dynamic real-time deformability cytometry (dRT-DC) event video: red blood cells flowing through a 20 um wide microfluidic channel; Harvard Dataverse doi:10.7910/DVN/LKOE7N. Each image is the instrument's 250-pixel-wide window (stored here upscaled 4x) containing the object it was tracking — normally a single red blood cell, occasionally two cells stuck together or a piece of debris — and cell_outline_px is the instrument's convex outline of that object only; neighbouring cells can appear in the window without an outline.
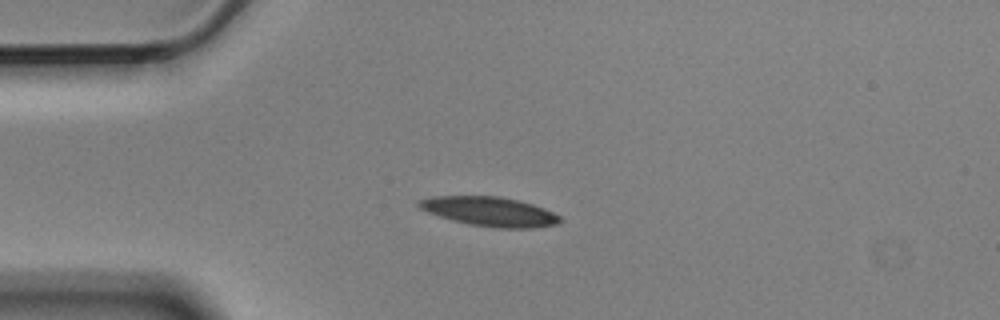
{"species": "Egyptian fruit bat (a non-hibernating species)", "species_latin": "Rousettus aegyptiacus", "temperature_condition": "cold", "stored_images_in_passage": 8, "camera_frame_rate_fps": 3000, "um_per_image_px": 0.085, "animal": {"sex": "male"}, "frame": {"image": 1, "passage_image": 1, "time_ms": 0.0, "image_size_px": [1000, 320], "cell_outline_px": [[560, 220], [556, 224], [532, 228], [496, 228], [468, 224], [452, 220], [428, 212], [420, 208], [416, 204], [420, 200], [432, 196], [500, 196], [532, 204], [544, 208], [560, 216]], "centroid_in_image_um": [41.6, 17.98], "position_along_channel_um": 43.4, "area_um2": 23.93}}
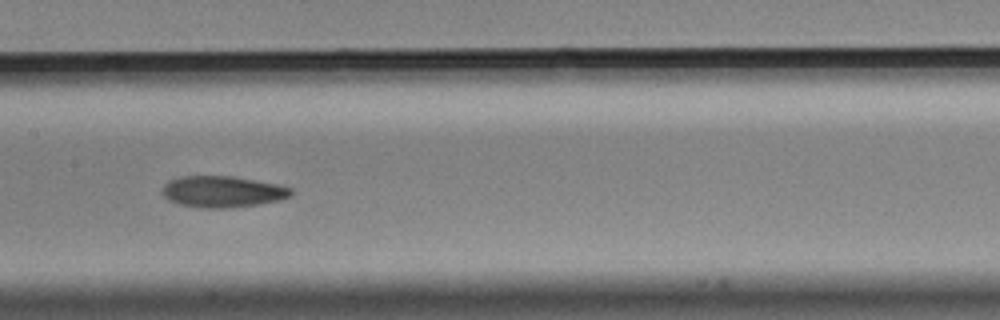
{"frame": {"image": 2, "passage_image": 5, "time_ms": 1.333, "image_size_px": [1000, 320], "cell_outline_px": [[292, 196], [280, 200], [232, 208], [204, 208], [180, 204], [168, 200], [160, 192], [160, 188], [168, 180], [180, 176], [232, 176], [276, 184], [292, 188]], "centroid_in_image_um": [18.87, 16.29], "position_along_channel_um": 188.5, "area_um2": 23.64}}
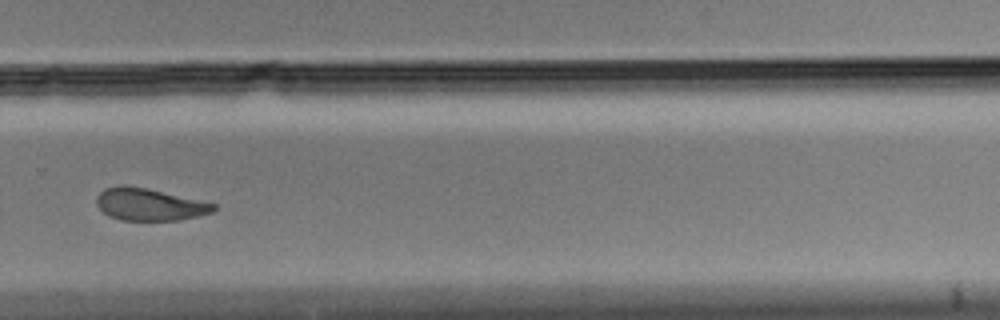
{"frame": {"image": 3, "passage_image": 8, "time_ms": 2.333, "image_size_px": [1000, 320], "cell_outline_px": [[216, 208], [212, 212], [180, 220], [120, 220], [108, 216], [96, 204], [96, 196], [104, 188], [120, 184], [144, 188], [216, 204]], "centroid_in_image_um": [12.64, 17.38], "position_along_channel_um": 317.2, "area_um2": 21.68}}